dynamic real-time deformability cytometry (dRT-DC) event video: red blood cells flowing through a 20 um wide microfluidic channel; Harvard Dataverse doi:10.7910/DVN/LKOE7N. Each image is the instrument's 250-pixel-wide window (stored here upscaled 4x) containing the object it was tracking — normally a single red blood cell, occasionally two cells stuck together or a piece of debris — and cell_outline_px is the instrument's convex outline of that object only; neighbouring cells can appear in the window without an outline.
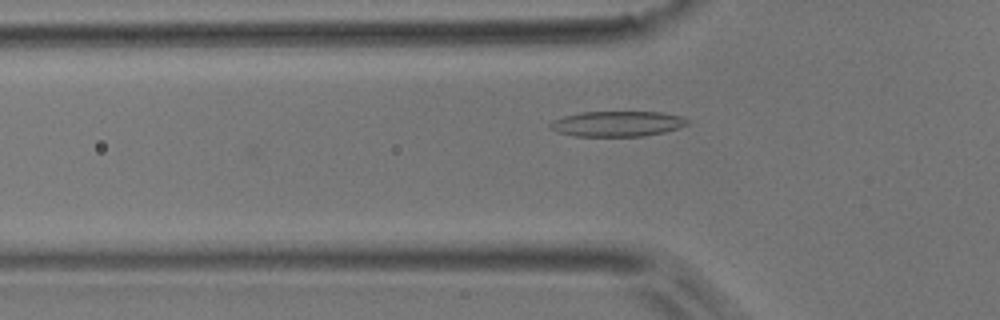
{"species": "common noctule bat (a hibernating species)", "species_latin": "Nyctalus noctula", "temperature_condition": "room temperature", "stored_images_in_passage": 36, "camera_frame_rate_fps": 3000, "um_per_image_px": 0.085, "animal": {"sex": "male", "body_mass_g": 17.9}, "frame": {"image": 1, "passage_image": 2, "time_ms": 0.333, "image_size_px": [1000, 320], "cell_outline_px": [[692, 120], [688, 124], [664, 132], [644, 136], [572, 136], [548, 128], [548, 124], [552, 120], [564, 116], [580, 112], [660, 112], [680, 116]], "centroid_in_image_um": [52.45, 10.52], "position_along_channel_um": 73.4, "area_um2": 20.35}}
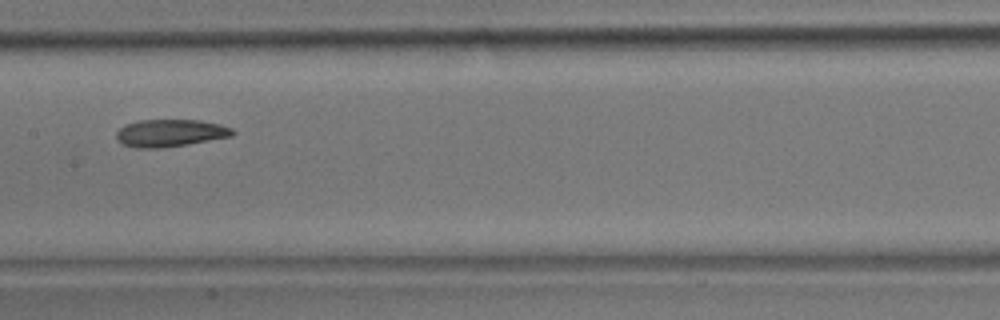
{"frame": {"image": 2, "passage_image": 11, "time_ms": 3.333, "image_size_px": [1000, 320], "cell_outline_px": [[236, 132], [232, 136], [160, 148], [136, 148], [120, 144], [116, 140], [116, 132], [124, 124], [140, 120], [200, 120], [220, 124], [232, 128]], "centroid_in_image_um": [14.42, 11.3], "position_along_channel_um": 193.0, "area_um2": 18.55}}
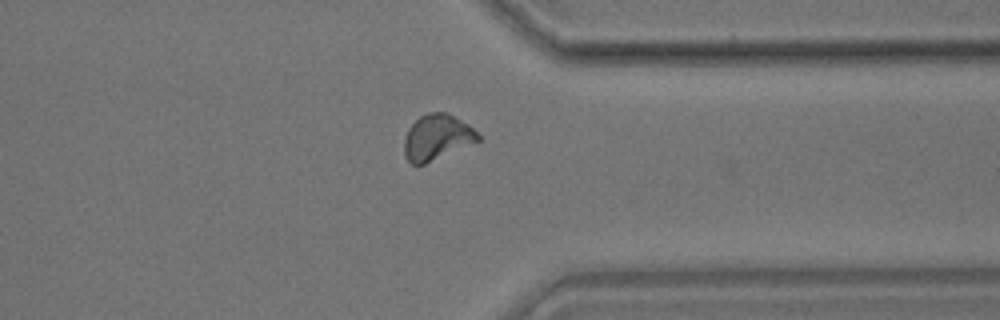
{"frame": {"image": 3, "passage_image": 25, "time_ms": 8.0, "image_size_px": [1000, 320], "cell_outline_px": [[480, 140], [424, 164], [412, 164], [404, 156], [404, 136], [408, 128], [420, 116], [428, 112], [444, 112], [468, 124], [480, 136]], "centroid_in_image_um": [37.1, 11.67], "position_along_channel_um": 374.3, "area_um2": 19.31}, "authors_computed_cell_mechanics": {"area_um2": 18.7272, "velocity_mm_per_s": 3.9618, "shape_relaxation_time_tau1_ms": 9.3981, "shape_relaxation_time_tau2_ms": 4.2244, "deformation_change_tau1": 0.2164, "deformation_change_tau2": 0.1015}}